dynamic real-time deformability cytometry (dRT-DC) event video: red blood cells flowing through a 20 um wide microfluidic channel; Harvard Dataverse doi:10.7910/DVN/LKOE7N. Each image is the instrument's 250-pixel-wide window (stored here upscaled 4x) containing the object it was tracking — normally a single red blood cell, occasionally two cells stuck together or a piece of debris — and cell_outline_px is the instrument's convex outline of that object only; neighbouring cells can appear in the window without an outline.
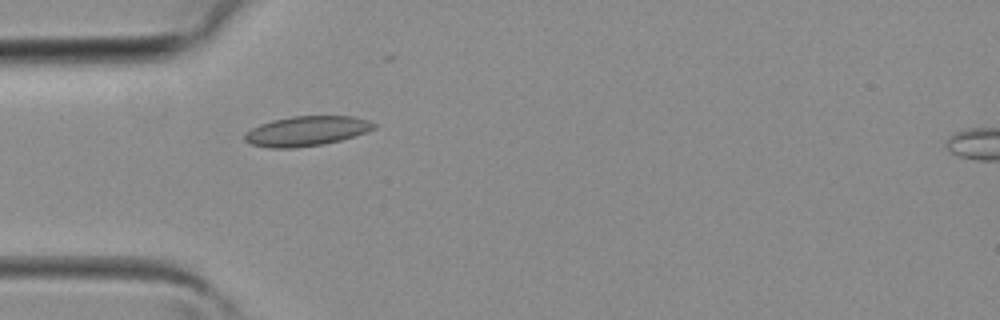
{"species": "common noctule bat (a hibernating species)", "species_latin": "Nyctalus noctula", "temperature_condition": "room temperature", "stored_images_in_passage": 29, "camera_frame_rate_fps": 3000, "um_per_image_px": 0.085, "animal": {"sex": "female", "body_mass_g": 19.3, "forearm_length_mm": 54.1}, "frame": {"image": 1, "passage_image": 1, "time_ms": 0.0, "image_size_px": [1000, 320], "cell_outline_px": [[376, 128], [340, 140], [324, 144], [296, 148], [268, 148], [252, 144], [244, 140], [244, 136], [252, 128], [260, 124], [272, 120], [292, 116], [352, 116], [368, 120], [376, 124]], "centroid_in_image_um": [26.04, 11.14], "position_along_channel_um": 59.0, "area_um2": 22.31}}
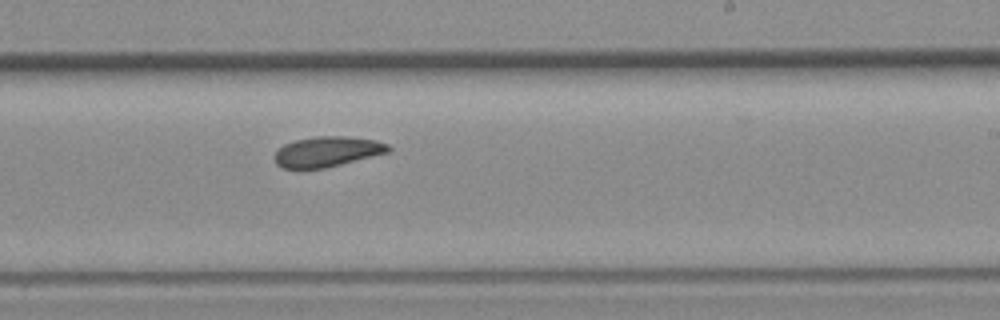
{"frame": {"image": 2, "passage_image": 13, "time_ms": 4.0, "image_size_px": [1000, 320], "cell_outline_px": [[392, 148], [388, 152], [324, 168], [300, 172], [284, 168], [276, 164], [272, 156], [284, 144], [296, 140], [316, 136], [344, 136], [376, 140], [388, 144]], "centroid_in_image_um": [27.73, 12.92], "position_along_channel_um": 261.3, "area_um2": 20.46}}
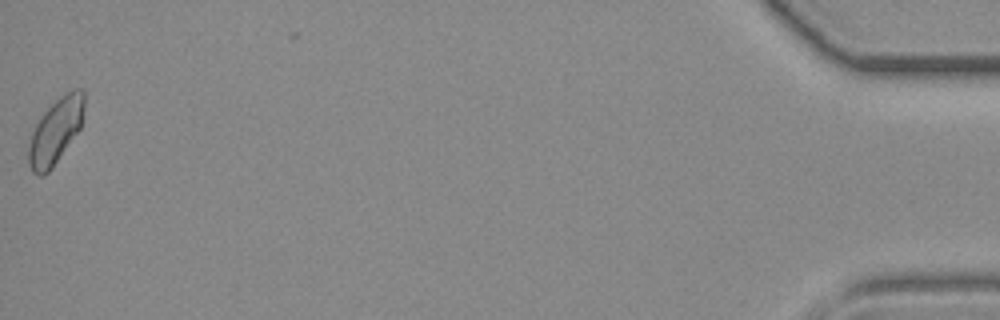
{"frame": {"image": 3, "passage_image": 29, "time_ms": 9.333, "image_size_px": [1000, 320], "cell_outline_px": [[84, 108], [80, 128], [52, 168], [44, 176], [40, 176], [32, 172], [28, 160], [28, 144], [32, 132], [40, 116], [64, 92], [72, 88], [84, 88]], "centroid_in_image_um": [4.72, 11.12], "position_along_channel_um": 430.5, "area_um2": 21.21}}